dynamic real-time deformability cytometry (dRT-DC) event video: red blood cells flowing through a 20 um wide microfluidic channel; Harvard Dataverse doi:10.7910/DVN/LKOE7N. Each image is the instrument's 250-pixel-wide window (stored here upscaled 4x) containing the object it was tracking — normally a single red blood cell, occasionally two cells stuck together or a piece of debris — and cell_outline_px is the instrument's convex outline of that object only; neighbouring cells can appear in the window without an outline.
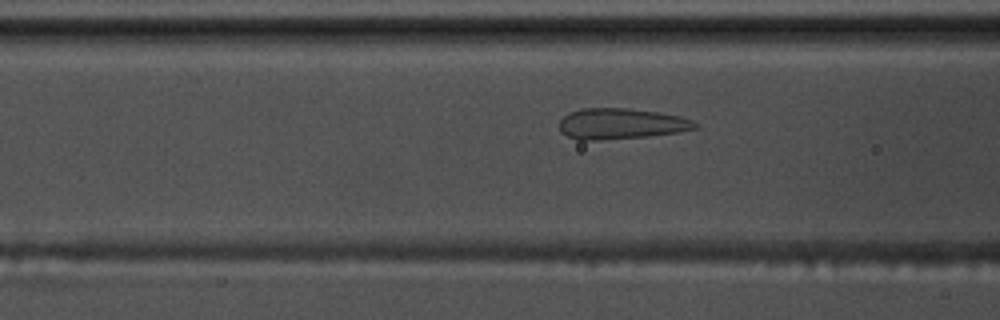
{"species": "common noctule bat (a hibernating species)", "species_latin": "Nyctalus noctula", "temperature_condition": "warm", "stored_images_in_passage": 47, "camera_frame_rate_fps": 3000, "um_per_image_px": 0.085, "animal": {"sex": "male", "body_mass_g": 17.5, "forearm_length_mm": 52.3}, "frame": {"image": 1, "passage_image": 12, "time_ms": 3.667, "image_size_px": [1000, 320], "cell_outline_px": [[700, 124], [696, 128], [676, 132], [648, 136], [600, 140], [576, 140], [560, 132], [560, 120], [568, 112], [584, 108], [624, 108], [656, 112], [680, 116], [692, 120]], "centroid_in_image_um": [52.75, 10.52], "position_along_channel_um": 113.8, "area_um2": 24.28}}
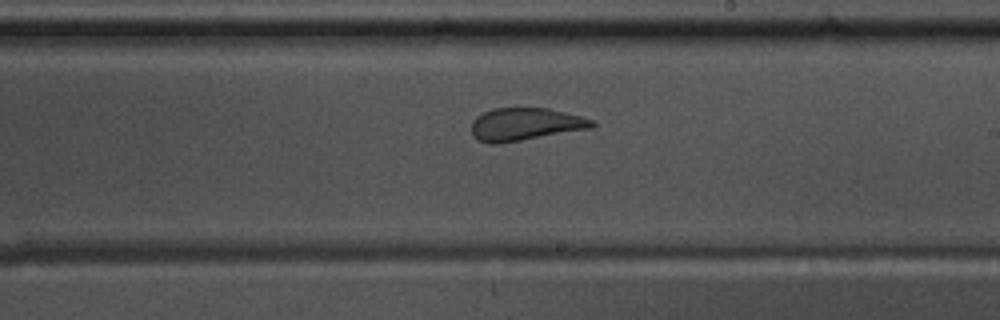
{"frame": {"image": 2, "passage_image": 23, "time_ms": 7.333, "image_size_px": [1000, 320], "cell_outline_px": [[596, 124], [592, 128], [496, 144], [492, 144], [476, 140], [472, 136], [472, 120], [476, 116], [492, 108], [548, 108], [580, 116], [592, 120]], "centroid_in_image_um": [44.59, 10.56], "position_along_channel_um": 244.4, "area_um2": 22.83}}
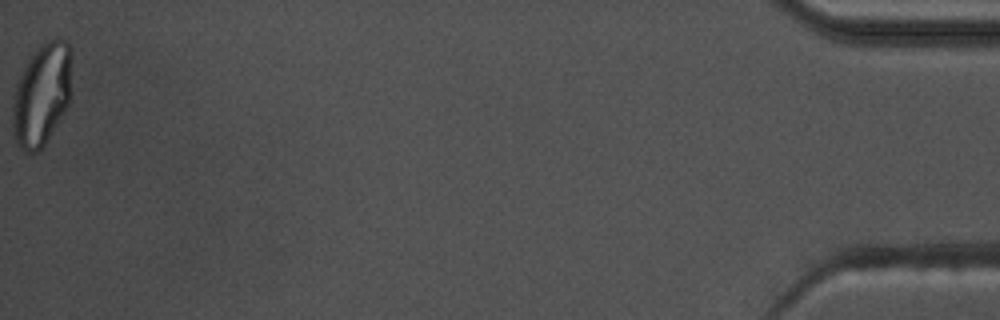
{"frame": {"image": 3, "passage_image": 47, "time_ms": 15.333, "image_size_px": [1000, 320], "cell_outline_px": [[72, 56], [68, 104], [60, 120], [44, 144], [36, 152], [24, 152], [16, 140], [12, 128], [12, 96], [16, 84], [28, 56], [40, 44], [56, 36], [64, 40], [72, 48]], "centroid_in_image_um": [3.54, 7.96], "position_along_channel_um": 431.7, "area_um2": 35.72}}